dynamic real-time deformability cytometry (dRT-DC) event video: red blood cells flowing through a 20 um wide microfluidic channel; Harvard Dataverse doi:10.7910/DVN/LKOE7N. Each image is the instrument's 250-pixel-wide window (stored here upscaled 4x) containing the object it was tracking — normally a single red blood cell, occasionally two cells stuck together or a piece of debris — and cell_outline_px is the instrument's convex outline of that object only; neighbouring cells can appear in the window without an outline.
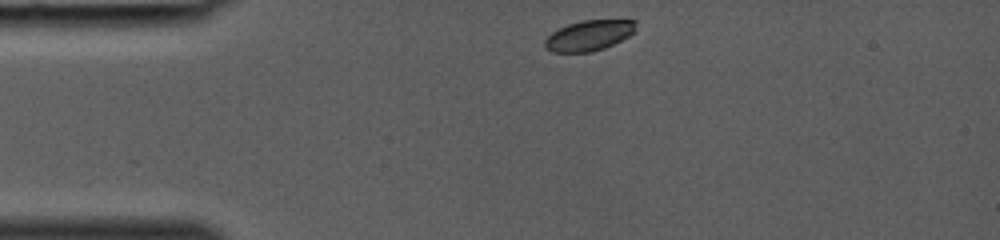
{"species": "common noctule bat (a hibernating species)", "species_latin": "Nyctalus noctula", "temperature_condition": "room temperature", "stored_images_in_passage": 27, "camera_frame_rate_fps": 3000, "um_per_image_px": 0.085, "animal": {"sex": "female", "body_mass_g": 19.0, "forearm_length_mm": 53.3}, "frame": {"image": 1, "passage_image": 1, "time_ms": 0.0, "image_size_px": [1000, 240], "cell_outline_px": [[636, 32], [604, 48], [592, 52], [552, 52], [544, 48], [544, 40], [552, 32], [568, 24], [580, 20], [636, 20]], "centroid_in_image_um": [50.05, 3.01], "position_along_channel_um": 34.9, "area_um2": 16.18}}
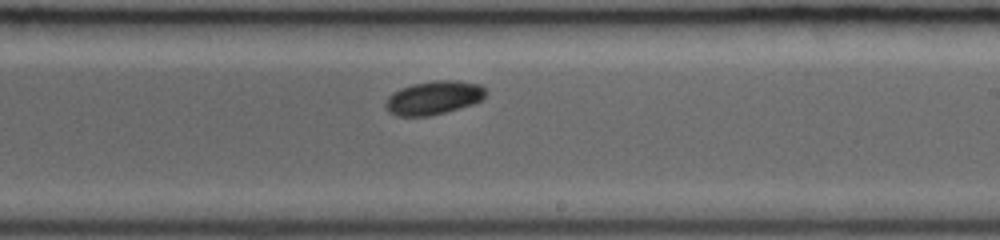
{"frame": {"image": 2, "passage_image": 16, "time_ms": 5.0, "image_size_px": [1000, 240], "cell_outline_px": [[488, 92], [484, 100], [476, 104], [428, 116], [396, 116], [388, 112], [384, 104], [388, 96], [392, 92], [400, 88], [412, 84], [432, 80], [456, 80], [480, 84], [488, 88]], "centroid_in_image_um": [36.91, 8.3], "position_along_channel_um": 252.1, "area_um2": 20.17}}
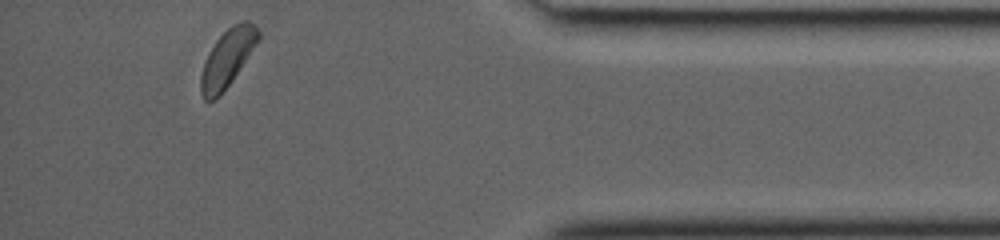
{"frame": {"image": 3, "passage_image": 27, "time_ms": 8.667, "image_size_px": [1000, 240], "cell_outline_px": [[260, 40], [232, 80], [220, 96], [216, 100], [204, 100], [200, 92], [200, 76], [204, 64], [216, 40], [228, 28], [244, 20], [248, 20], [260, 32]], "centroid_in_image_um": [19.34, 4.98], "position_along_channel_um": 415.9, "area_um2": 18.96}}